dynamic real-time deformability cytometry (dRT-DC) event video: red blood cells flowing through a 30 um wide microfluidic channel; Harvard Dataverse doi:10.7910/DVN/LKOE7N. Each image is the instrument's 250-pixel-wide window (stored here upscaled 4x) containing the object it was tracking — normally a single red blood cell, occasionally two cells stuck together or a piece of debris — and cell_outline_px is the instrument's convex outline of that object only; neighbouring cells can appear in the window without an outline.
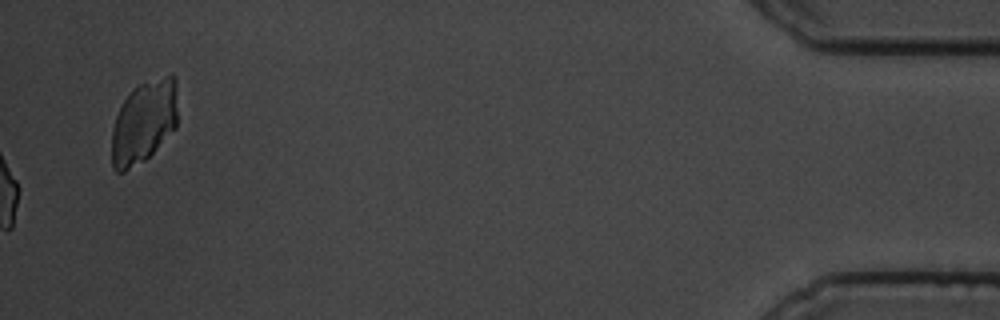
{"species": "common noctule bat (a hibernating species)", "species_latin": "Nyctalus noctula", "temperature_condition": "cold", "stored_images_in_passage": 49, "segment_of_instrument_passage": [2, 2], "camera_frame_rate_fps": 3000, "um_per_image_px": 0.085, "animal": {"sex": "male", "body_mass_g": 19.5, "forearm_length_mm": 54.6}, "frame": {"image": 1, "passage_image": 49, "time_ms": 16.0, "image_size_px": [1000, 320], "cell_outline_px": [[176, 128], [144, 160], [124, 172], [116, 172], [112, 168], [112, 128], [116, 116], [124, 100], [132, 88], [140, 84], [172, 72], [176, 76]], "centroid_in_image_um": [12.23, 10.33], "position_along_channel_um": 423.0, "area_um2": 31.79}}